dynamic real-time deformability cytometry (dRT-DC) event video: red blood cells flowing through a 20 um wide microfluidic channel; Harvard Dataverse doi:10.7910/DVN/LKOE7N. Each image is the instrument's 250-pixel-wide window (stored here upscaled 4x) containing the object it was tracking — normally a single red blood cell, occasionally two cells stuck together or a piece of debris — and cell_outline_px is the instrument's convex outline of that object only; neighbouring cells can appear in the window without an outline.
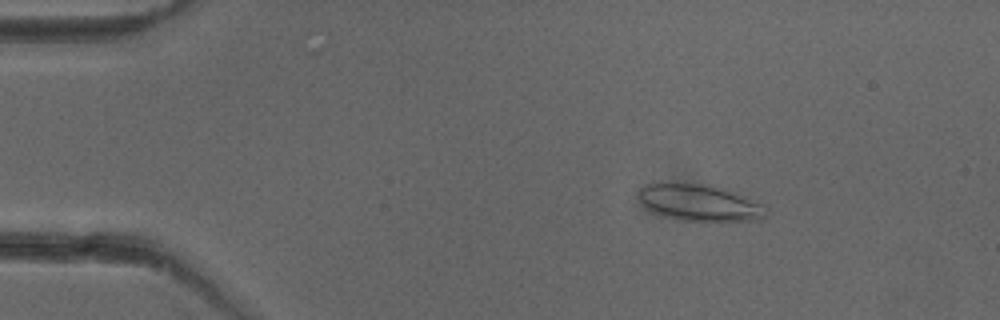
{"species": "common noctule bat (a hibernating species)", "species_latin": "Nyctalus noctula", "temperature_condition": "cold", "stored_images_in_passage": 46, "camera_frame_rate_fps": 3000, "um_per_image_px": 0.085, "animal": {"sex": "female"}, "frame": {"image": 1, "passage_image": 3, "time_ms": 0.667, "image_size_px": [1000, 320], "cell_outline_px": [[768, 208], [764, 216], [760, 220], [684, 220], [668, 216], [656, 212], [644, 204], [636, 196], [640, 188], [644, 184], [652, 180], [660, 180], [700, 184], [724, 188], [744, 196]], "centroid_in_image_um": [59.37, 17.16], "position_along_channel_um": 25.6, "area_um2": 27.11}}
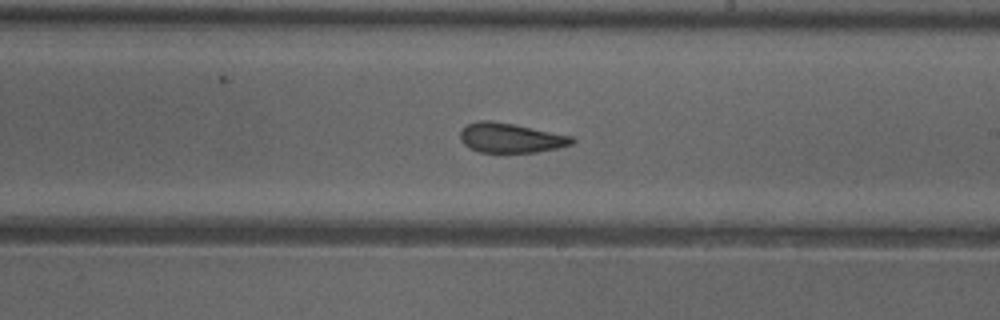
{"frame": {"image": 2, "passage_image": 25, "time_ms": 8.0, "image_size_px": [1000, 320], "cell_outline_px": [[576, 140], [572, 144], [560, 148], [536, 152], [480, 152], [468, 148], [460, 140], [460, 128], [468, 124], [480, 120], [492, 120], [572, 136]], "centroid_in_image_um": [43.38, 11.72], "position_along_channel_um": 245.6, "area_um2": 19.36}}
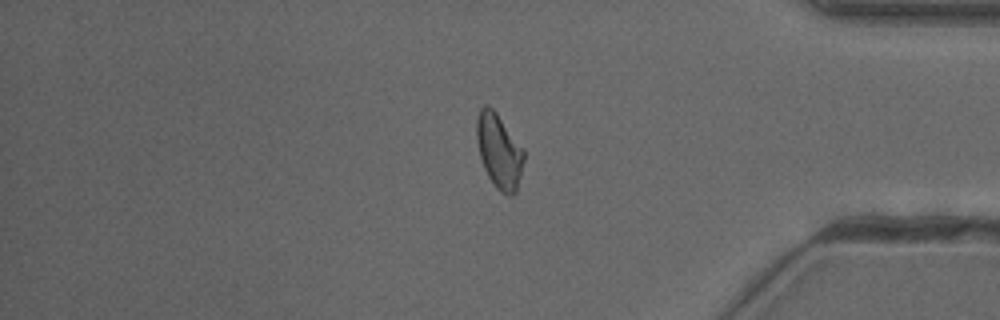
{"frame": {"image": 3, "passage_image": 38, "time_ms": 12.333, "image_size_px": [1000, 320], "cell_outline_px": [[524, 160], [516, 192], [512, 196], [508, 196], [500, 192], [496, 188], [488, 176], [484, 168], [480, 156], [476, 140], [476, 120], [480, 108], [484, 104], [488, 104], [496, 112], [524, 148]], "centroid_in_image_um": [42.42, 12.83], "position_along_channel_um": 392.8, "area_um2": 20.69}, "authors_computed_cell_mechanics": {"area_um2": 20.2878, "velocity_mm_per_s": 3.9647, "shape_relaxation_time_tau1_ms": 7.6426, "shape_relaxation_time_tau2_ms": 2.197, "deformation_change_tau1": 0.1345, "deformation_change_tau2": 0.0715}}